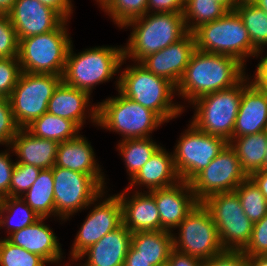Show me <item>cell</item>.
Returning a JSON list of instances; mask_svg holds the SVG:
<instances>
[{
    "label": "cell",
    "mask_w": 267,
    "mask_h": 266,
    "mask_svg": "<svg viewBox=\"0 0 267 266\" xmlns=\"http://www.w3.org/2000/svg\"><path fill=\"white\" fill-rule=\"evenodd\" d=\"M246 69L232 56L196 49L176 86V94L190 104L203 95L234 87L246 76Z\"/></svg>",
    "instance_id": "obj_1"
},
{
    "label": "cell",
    "mask_w": 267,
    "mask_h": 266,
    "mask_svg": "<svg viewBox=\"0 0 267 266\" xmlns=\"http://www.w3.org/2000/svg\"><path fill=\"white\" fill-rule=\"evenodd\" d=\"M126 61L123 58L118 90L127 98L155 112L165 123L180 117L186 106L173 101V97L177 95L176 86L169 80L154 75L139 62L122 69Z\"/></svg>",
    "instance_id": "obj_2"
},
{
    "label": "cell",
    "mask_w": 267,
    "mask_h": 266,
    "mask_svg": "<svg viewBox=\"0 0 267 266\" xmlns=\"http://www.w3.org/2000/svg\"><path fill=\"white\" fill-rule=\"evenodd\" d=\"M71 43L62 81L74 88L88 92L90 95L97 85L114 79L115 87L119 88V73L124 58L123 45L121 46H96L81 52H74ZM118 73V74H117Z\"/></svg>",
    "instance_id": "obj_3"
},
{
    "label": "cell",
    "mask_w": 267,
    "mask_h": 266,
    "mask_svg": "<svg viewBox=\"0 0 267 266\" xmlns=\"http://www.w3.org/2000/svg\"><path fill=\"white\" fill-rule=\"evenodd\" d=\"M132 29L125 46L124 58L140 62L146 56L178 42L188 32L183 13H146L126 23Z\"/></svg>",
    "instance_id": "obj_4"
},
{
    "label": "cell",
    "mask_w": 267,
    "mask_h": 266,
    "mask_svg": "<svg viewBox=\"0 0 267 266\" xmlns=\"http://www.w3.org/2000/svg\"><path fill=\"white\" fill-rule=\"evenodd\" d=\"M192 33L199 51L232 56L245 67L249 58L258 57L259 51L252 45L248 30L235 10L199 26Z\"/></svg>",
    "instance_id": "obj_5"
},
{
    "label": "cell",
    "mask_w": 267,
    "mask_h": 266,
    "mask_svg": "<svg viewBox=\"0 0 267 266\" xmlns=\"http://www.w3.org/2000/svg\"><path fill=\"white\" fill-rule=\"evenodd\" d=\"M118 95L97 102V126L113 131L126 139L152 137V133L165 122L152 110L124 96Z\"/></svg>",
    "instance_id": "obj_6"
},
{
    "label": "cell",
    "mask_w": 267,
    "mask_h": 266,
    "mask_svg": "<svg viewBox=\"0 0 267 266\" xmlns=\"http://www.w3.org/2000/svg\"><path fill=\"white\" fill-rule=\"evenodd\" d=\"M68 22L69 20H64L51 32L19 41L18 59L21 72L63 75L72 43Z\"/></svg>",
    "instance_id": "obj_7"
},
{
    "label": "cell",
    "mask_w": 267,
    "mask_h": 266,
    "mask_svg": "<svg viewBox=\"0 0 267 266\" xmlns=\"http://www.w3.org/2000/svg\"><path fill=\"white\" fill-rule=\"evenodd\" d=\"M245 77L234 87L212 92L190 103L194 109L191 122L198 130L229 142L239 111Z\"/></svg>",
    "instance_id": "obj_8"
},
{
    "label": "cell",
    "mask_w": 267,
    "mask_h": 266,
    "mask_svg": "<svg viewBox=\"0 0 267 266\" xmlns=\"http://www.w3.org/2000/svg\"><path fill=\"white\" fill-rule=\"evenodd\" d=\"M175 230L178 233H172L173 248L177 251L202 261L225 251L213 218L202 202L193 208Z\"/></svg>",
    "instance_id": "obj_9"
},
{
    "label": "cell",
    "mask_w": 267,
    "mask_h": 266,
    "mask_svg": "<svg viewBox=\"0 0 267 266\" xmlns=\"http://www.w3.org/2000/svg\"><path fill=\"white\" fill-rule=\"evenodd\" d=\"M202 203L213 218L223 249L242 251L250 241L253 223L245 215L238 195L234 191L216 193Z\"/></svg>",
    "instance_id": "obj_10"
},
{
    "label": "cell",
    "mask_w": 267,
    "mask_h": 266,
    "mask_svg": "<svg viewBox=\"0 0 267 266\" xmlns=\"http://www.w3.org/2000/svg\"><path fill=\"white\" fill-rule=\"evenodd\" d=\"M55 217L61 222L85 210L105 188L94 176L60 166L52 168ZM71 216V217H70Z\"/></svg>",
    "instance_id": "obj_11"
},
{
    "label": "cell",
    "mask_w": 267,
    "mask_h": 266,
    "mask_svg": "<svg viewBox=\"0 0 267 266\" xmlns=\"http://www.w3.org/2000/svg\"><path fill=\"white\" fill-rule=\"evenodd\" d=\"M62 81L56 74L21 72L9 97L14 119L20 128L47 112L53 91Z\"/></svg>",
    "instance_id": "obj_12"
},
{
    "label": "cell",
    "mask_w": 267,
    "mask_h": 266,
    "mask_svg": "<svg viewBox=\"0 0 267 266\" xmlns=\"http://www.w3.org/2000/svg\"><path fill=\"white\" fill-rule=\"evenodd\" d=\"M189 123L172 151L176 171L185 182L206 168L228 144L225 139L207 134Z\"/></svg>",
    "instance_id": "obj_13"
},
{
    "label": "cell",
    "mask_w": 267,
    "mask_h": 266,
    "mask_svg": "<svg viewBox=\"0 0 267 266\" xmlns=\"http://www.w3.org/2000/svg\"><path fill=\"white\" fill-rule=\"evenodd\" d=\"M108 192L107 189L102 191L86 208L90 209L89 214L77 231L69 251V262L72 261V265L85 250L104 235L123 225L120 199L117 194L108 195Z\"/></svg>",
    "instance_id": "obj_14"
},
{
    "label": "cell",
    "mask_w": 267,
    "mask_h": 266,
    "mask_svg": "<svg viewBox=\"0 0 267 266\" xmlns=\"http://www.w3.org/2000/svg\"><path fill=\"white\" fill-rule=\"evenodd\" d=\"M248 178L229 143L189 184L199 202L216 193L233 192Z\"/></svg>",
    "instance_id": "obj_15"
},
{
    "label": "cell",
    "mask_w": 267,
    "mask_h": 266,
    "mask_svg": "<svg viewBox=\"0 0 267 266\" xmlns=\"http://www.w3.org/2000/svg\"><path fill=\"white\" fill-rule=\"evenodd\" d=\"M18 40L55 30L64 19L38 0H16L7 13Z\"/></svg>",
    "instance_id": "obj_16"
},
{
    "label": "cell",
    "mask_w": 267,
    "mask_h": 266,
    "mask_svg": "<svg viewBox=\"0 0 267 266\" xmlns=\"http://www.w3.org/2000/svg\"><path fill=\"white\" fill-rule=\"evenodd\" d=\"M195 50L194 35L188 32L178 42L146 56L139 63L154 75L163 77L177 86Z\"/></svg>",
    "instance_id": "obj_17"
},
{
    "label": "cell",
    "mask_w": 267,
    "mask_h": 266,
    "mask_svg": "<svg viewBox=\"0 0 267 266\" xmlns=\"http://www.w3.org/2000/svg\"><path fill=\"white\" fill-rule=\"evenodd\" d=\"M155 199L160 215V230L174 232L175 228L199 203L189 182L180 180L176 184L149 191Z\"/></svg>",
    "instance_id": "obj_18"
},
{
    "label": "cell",
    "mask_w": 267,
    "mask_h": 266,
    "mask_svg": "<svg viewBox=\"0 0 267 266\" xmlns=\"http://www.w3.org/2000/svg\"><path fill=\"white\" fill-rule=\"evenodd\" d=\"M91 97L88 92L61 81L48 102L47 112L73 121L80 129L88 119L97 127L98 105L91 104Z\"/></svg>",
    "instance_id": "obj_19"
},
{
    "label": "cell",
    "mask_w": 267,
    "mask_h": 266,
    "mask_svg": "<svg viewBox=\"0 0 267 266\" xmlns=\"http://www.w3.org/2000/svg\"><path fill=\"white\" fill-rule=\"evenodd\" d=\"M262 131H267V92L247 74L233 137Z\"/></svg>",
    "instance_id": "obj_20"
},
{
    "label": "cell",
    "mask_w": 267,
    "mask_h": 266,
    "mask_svg": "<svg viewBox=\"0 0 267 266\" xmlns=\"http://www.w3.org/2000/svg\"><path fill=\"white\" fill-rule=\"evenodd\" d=\"M46 219L48 218H40L32 225L1 238H6L12 244L39 255L49 265L51 263L60 266L65 253L62 252L61 243L53 228L45 224Z\"/></svg>",
    "instance_id": "obj_21"
},
{
    "label": "cell",
    "mask_w": 267,
    "mask_h": 266,
    "mask_svg": "<svg viewBox=\"0 0 267 266\" xmlns=\"http://www.w3.org/2000/svg\"><path fill=\"white\" fill-rule=\"evenodd\" d=\"M130 192L129 188H125L117 193L122 206L123 225L132 233L160 230V215L154 196L148 191Z\"/></svg>",
    "instance_id": "obj_22"
},
{
    "label": "cell",
    "mask_w": 267,
    "mask_h": 266,
    "mask_svg": "<svg viewBox=\"0 0 267 266\" xmlns=\"http://www.w3.org/2000/svg\"><path fill=\"white\" fill-rule=\"evenodd\" d=\"M131 237L132 232L122 225L85 250L75 261V266H123ZM84 258V263L78 264Z\"/></svg>",
    "instance_id": "obj_23"
},
{
    "label": "cell",
    "mask_w": 267,
    "mask_h": 266,
    "mask_svg": "<svg viewBox=\"0 0 267 266\" xmlns=\"http://www.w3.org/2000/svg\"><path fill=\"white\" fill-rule=\"evenodd\" d=\"M86 137L79 134L76 138L60 142L55 166L94 176L105 188H108L105 173L96 158V153ZM98 161V162H97Z\"/></svg>",
    "instance_id": "obj_24"
},
{
    "label": "cell",
    "mask_w": 267,
    "mask_h": 266,
    "mask_svg": "<svg viewBox=\"0 0 267 266\" xmlns=\"http://www.w3.org/2000/svg\"><path fill=\"white\" fill-rule=\"evenodd\" d=\"M181 179L176 171L173 154L168 152L165 147L160 146L148 162L130 180L129 190L133 191H152L172 186ZM133 187V188H132ZM143 187V189H138ZM145 187V188H144Z\"/></svg>",
    "instance_id": "obj_25"
},
{
    "label": "cell",
    "mask_w": 267,
    "mask_h": 266,
    "mask_svg": "<svg viewBox=\"0 0 267 266\" xmlns=\"http://www.w3.org/2000/svg\"><path fill=\"white\" fill-rule=\"evenodd\" d=\"M59 142L33 136L20 128L12 139L10 148L17 156L16 163L27 164L41 169L53 168Z\"/></svg>",
    "instance_id": "obj_26"
},
{
    "label": "cell",
    "mask_w": 267,
    "mask_h": 266,
    "mask_svg": "<svg viewBox=\"0 0 267 266\" xmlns=\"http://www.w3.org/2000/svg\"><path fill=\"white\" fill-rule=\"evenodd\" d=\"M172 233L166 230L132 233L126 257H142L152 266H166L173 249Z\"/></svg>",
    "instance_id": "obj_27"
},
{
    "label": "cell",
    "mask_w": 267,
    "mask_h": 266,
    "mask_svg": "<svg viewBox=\"0 0 267 266\" xmlns=\"http://www.w3.org/2000/svg\"><path fill=\"white\" fill-rule=\"evenodd\" d=\"M228 143L235 150L248 176L262 169L267 151V131L233 137Z\"/></svg>",
    "instance_id": "obj_28"
},
{
    "label": "cell",
    "mask_w": 267,
    "mask_h": 266,
    "mask_svg": "<svg viewBox=\"0 0 267 266\" xmlns=\"http://www.w3.org/2000/svg\"><path fill=\"white\" fill-rule=\"evenodd\" d=\"M21 198L40 217L55 219L54 180L52 168L41 169L34 184Z\"/></svg>",
    "instance_id": "obj_29"
},
{
    "label": "cell",
    "mask_w": 267,
    "mask_h": 266,
    "mask_svg": "<svg viewBox=\"0 0 267 266\" xmlns=\"http://www.w3.org/2000/svg\"><path fill=\"white\" fill-rule=\"evenodd\" d=\"M25 129L35 137L59 143L76 138L82 130L73 121L48 112L33 120Z\"/></svg>",
    "instance_id": "obj_30"
},
{
    "label": "cell",
    "mask_w": 267,
    "mask_h": 266,
    "mask_svg": "<svg viewBox=\"0 0 267 266\" xmlns=\"http://www.w3.org/2000/svg\"><path fill=\"white\" fill-rule=\"evenodd\" d=\"M40 217L19 196L0 198V230L5 229L6 235L32 225Z\"/></svg>",
    "instance_id": "obj_31"
},
{
    "label": "cell",
    "mask_w": 267,
    "mask_h": 266,
    "mask_svg": "<svg viewBox=\"0 0 267 266\" xmlns=\"http://www.w3.org/2000/svg\"><path fill=\"white\" fill-rule=\"evenodd\" d=\"M116 149L124 161L127 175L131 180L161 146L152 137L118 141Z\"/></svg>",
    "instance_id": "obj_32"
},
{
    "label": "cell",
    "mask_w": 267,
    "mask_h": 266,
    "mask_svg": "<svg viewBox=\"0 0 267 266\" xmlns=\"http://www.w3.org/2000/svg\"><path fill=\"white\" fill-rule=\"evenodd\" d=\"M235 11L242 18L252 45L258 51L265 50L267 47V14L250 0H241Z\"/></svg>",
    "instance_id": "obj_33"
},
{
    "label": "cell",
    "mask_w": 267,
    "mask_h": 266,
    "mask_svg": "<svg viewBox=\"0 0 267 266\" xmlns=\"http://www.w3.org/2000/svg\"><path fill=\"white\" fill-rule=\"evenodd\" d=\"M228 10L214 0H186L183 18L187 32L192 33L199 26L218 20Z\"/></svg>",
    "instance_id": "obj_34"
},
{
    "label": "cell",
    "mask_w": 267,
    "mask_h": 266,
    "mask_svg": "<svg viewBox=\"0 0 267 266\" xmlns=\"http://www.w3.org/2000/svg\"><path fill=\"white\" fill-rule=\"evenodd\" d=\"M245 215L255 223L267 214V200L255 183L248 177L234 191Z\"/></svg>",
    "instance_id": "obj_35"
},
{
    "label": "cell",
    "mask_w": 267,
    "mask_h": 266,
    "mask_svg": "<svg viewBox=\"0 0 267 266\" xmlns=\"http://www.w3.org/2000/svg\"><path fill=\"white\" fill-rule=\"evenodd\" d=\"M148 0H111L102 10L122 28L129 21L147 13Z\"/></svg>",
    "instance_id": "obj_36"
},
{
    "label": "cell",
    "mask_w": 267,
    "mask_h": 266,
    "mask_svg": "<svg viewBox=\"0 0 267 266\" xmlns=\"http://www.w3.org/2000/svg\"><path fill=\"white\" fill-rule=\"evenodd\" d=\"M39 255L0 238V266H48Z\"/></svg>",
    "instance_id": "obj_37"
},
{
    "label": "cell",
    "mask_w": 267,
    "mask_h": 266,
    "mask_svg": "<svg viewBox=\"0 0 267 266\" xmlns=\"http://www.w3.org/2000/svg\"><path fill=\"white\" fill-rule=\"evenodd\" d=\"M41 168L16 163L10 181V196L21 197L34 184Z\"/></svg>",
    "instance_id": "obj_38"
},
{
    "label": "cell",
    "mask_w": 267,
    "mask_h": 266,
    "mask_svg": "<svg viewBox=\"0 0 267 266\" xmlns=\"http://www.w3.org/2000/svg\"><path fill=\"white\" fill-rule=\"evenodd\" d=\"M19 40L7 14H0V58H18Z\"/></svg>",
    "instance_id": "obj_39"
},
{
    "label": "cell",
    "mask_w": 267,
    "mask_h": 266,
    "mask_svg": "<svg viewBox=\"0 0 267 266\" xmlns=\"http://www.w3.org/2000/svg\"><path fill=\"white\" fill-rule=\"evenodd\" d=\"M20 74L18 58H0V96H11Z\"/></svg>",
    "instance_id": "obj_40"
},
{
    "label": "cell",
    "mask_w": 267,
    "mask_h": 266,
    "mask_svg": "<svg viewBox=\"0 0 267 266\" xmlns=\"http://www.w3.org/2000/svg\"><path fill=\"white\" fill-rule=\"evenodd\" d=\"M19 129L9 98L0 96V145L10 146Z\"/></svg>",
    "instance_id": "obj_41"
},
{
    "label": "cell",
    "mask_w": 267,
    "mask_h": 266,
    "mask_svg": "<svg viewBox=\"0 0 267 266\" xmlns=\"http://www.w3.org/2000/svg\"><path fill=\"white\" fill-rule=\"evenodd\" d=\"M242 252L247 256L267 255V214L253 223L250 241Z\"/></svg>",
    "instance_id": "obj_42"
},
{
    "label": "cell",
    "mask_w": 267,
    "mask_h": 266,
    "mask_svg": "<svg viewBox=\"0 0 267 266\" xmlns=\"http://www.w3.org/2000/svg\"><path fill=\"white\" fill-rule=\"evenodd\" d=\"M11 152V153H10ZM13 152L10 146L0 150V198L10 196V181L16 162L11 159Z\"/></svg>",
    "instance_id": "obj_43"
},
{
    "label": "cell",
    "mask_w": 267,
    "mask_h": 266,
    "mask_svg": "<svg viewBox=\"0 0 267 266\" xmlns=\"http://www.w3.org/2000/svg\"><path fill=\"white\" fill-rule=\"evenodd\" d=\"M203 266H249L248 256L242 251L225 250L203 261Z\"/></svg>",
    "instance_id": "obj_44"
},
{
    "label": "cell",
    "mask_w": 267,
    "mask_h": 266,
    "mask_svg": "<svg viewBox=\"0 0 267 266\" xmlns=\"http://www.w3.org/2000/svg\"><path fill=\"white\" fill-rule=\"evenodd\" d=\"M186 0H148L147 13H183Z\"/></svg>",
    "instance_id": "obj_45"
},
{
    "label": "cell",
    "mask_w": 267,
    "mask_h": 266,
    "mask_svg": "<svg viewBox=\"0 0 267 266\" xmlns=\"http://www.w3.org/2000/svg\"><path fill=\"white\" fill-rule=\"evenodd\" d=\"M166 266H203V261L173 248Z\"/></svg>",
    "instance_id": "obj_46"
},
{
    "label": "cell",
    "mask_w": 267,
    "mask_h": 266,
    "mask_svg": "<svg viewBox=\"0 0 267 266\" xmlns=\"http://www.w3.org/2000/svg\"><path fill=\"white\" fill-rule=\"evenodd\" d=\"M43 5L54 9L64 20L71 19L73 15V3L72 0H38Z\"/></svg>",
    "instance_id": "obj_47"
},
{
    "label": "cell",
    "mask_w": 267,
    "mask_h": 266,
    "mask_svg": "<svg viewBox=\"0 0 267 266\" xmlns=\"http://www.w3.org/2000/svg\"><path fill=\"white\" fill-rule=\"evenodd\" d=\"M263 50H260L258 57L261 61L256 65L255 75H252V79L261 86L267 92V54L263 56Z\"/></svg>",
    "instance_id": "obj_48"
},
{
    "label": "cell",
    "mask_w": 267,
    "mask_h": 266,
    "mask_svg": "<svg viewBox=\"0 0 267 266\" xmlns=\"http://www.w3.org/2000/svg\"><path fill=\"white\" fill-rule=\"evenodd\" d=\"M248 177L255 183L267 200V171L258 170L251 173Z\"/></svg>",
    "instance_id": "obj_49"
},
{
    "label": "cell",
    "mask_w": 267,
    "mask_h": 266,
    "mask_svg": "<svg viewBox=\"0 0 267 266\" xmlns=\"http://www.w3.org/2000/svg\"><path fill=\"white\" fill-rule=\"evenodd\" d=\"M123 266H152L142 257H126Z\"/></svg>",
    "instance_id": "obj_50"
},
{
    "label": "cell",
    "mask_w": 267,
    "mask_h": 266,
    "mask_svg": "<svg viewBox=\"0 0 267 266\" xmlns=\"http://www.w3.org/2000/svg\"><path fill=\"white\" fill-rule=\"evenodd\" d=\"M249 266H267V255L248 256Z\"/></svg>",
    "instance_id": "obj_51"
},
{
    "label": "cell",
    "mask_w": 267,
    "mask_h": 266,
    "mask_svg": "<svg viewBox=\"0 0 267 266\" xmlns=\"http://www.w3.org/2000/svg\"><path fill=\"white\" fill-rule=\"evenodd\" d=\"M224 6L228 11H233L236 9L238 3L241 0H214Z\"/></svg>",
    "instance_id": "obj_52"
},
{
    "label": "cell",
    "mask_w": 267,
    "mask_h": 266,
    "mask_svg": "<svg viewBox=\"0 0 267 266\" xmlns=\"http://www.w3.org/2000/svg\"><path fill=\"white\" fill-rule=\"evenodd\" d=\"M16 0H0V14H7Z\"/></svg>",
    "instance_id": "obj_53"
},
{
    "label": "cell",
    "mask_w": 267,
    "mask_h": 266,
    "mask_svg": "<svg viewBox=\"0 0 267 266\" xmlns=\"http://www.w3.org/2000/svg\"><path fill=\"white\" fill-rule=\"evenodd\" d=\"M267 14V0H250Z\"/></svg>",
    "instance_id": "obj_54"
},
{
    "label": "cell",
    "mask_w": 267,
    "mask_h": 266,
    "mask_svg": "<svg viewBox=\"0 0 267 266\" xmlns=\"http://www.w3.org/2000/svg\"><path fill=\"white\" fill-rule=\"evenodd\" d=\"M99 8L102 10L111 0H95Z\"/></svg>",
    "instance_id": "obj_55"
},
{
    "label": "cell",
    "mask_w": 267,
    "mask_h": 266,
    "mask_svg": "<svg viewBox=\"0 0 267 266\" xmlns=\"http://www.w3.org/2000/svg\"><path fill=\"white\" fill-rule=\"evenodd\" d=\"M261 170L267 171V151H266V156H265V160H264V163H263V167H262Z\"/></svg>",
    "instance_id": "obj_56"
},
{
    "label": "cell",
    "mask_w": 267,
    "mask_h": 266,
    "mask_svg": "<svg viewBox=\"0 0 267 266\" xmlns=\"http://www.w3.org/2000/svg\"><path fill=\"white\" fill-rule=\"evenodd\" d=\"M63 266H65V262L63 263ZM66 266H71V264H69V262H67Z\"/></svg>",
    "instance_id": "obj_57"
}]
</instances>
